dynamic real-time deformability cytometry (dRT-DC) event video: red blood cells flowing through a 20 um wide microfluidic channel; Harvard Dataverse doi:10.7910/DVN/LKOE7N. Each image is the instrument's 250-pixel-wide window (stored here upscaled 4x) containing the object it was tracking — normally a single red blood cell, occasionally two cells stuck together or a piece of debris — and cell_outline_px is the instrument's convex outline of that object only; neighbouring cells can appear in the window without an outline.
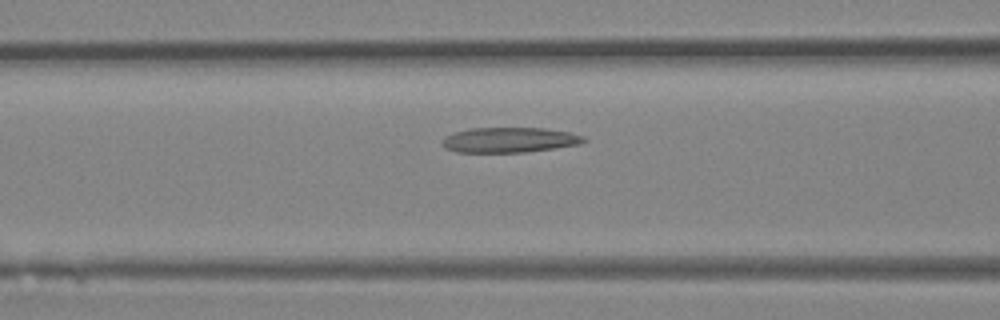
{"species": "Egyptian fruit bat (a non-hibernating species)", "species_latin": "Rousettus aegyptiacus", "temperature_condition": "room temperature", "stored_images_in_passage": 42, "segment_of_instrument_passage": [1, 2], "camera_frame_rate_fps": 3000, "um_per_image_px": 0.085, "animal": {"sex": "female"}, "frame": {"image": 1, "passage_image": 17, "time_ms": 5.333, "image_size_px": [1000, 320], "cell_outline_px": [[588, 140], [580, 144], [524, 152], [456, 152], [444, 148], [440, 144], [440, 140], [444, 136], [452, 132], [468, 128], [544, 128], [568, 132], [584, 136]], "centroid_in_image_um": [43.22, 11.89], "position_along_channel_um": 123.4, "area_um2": 20.92}}
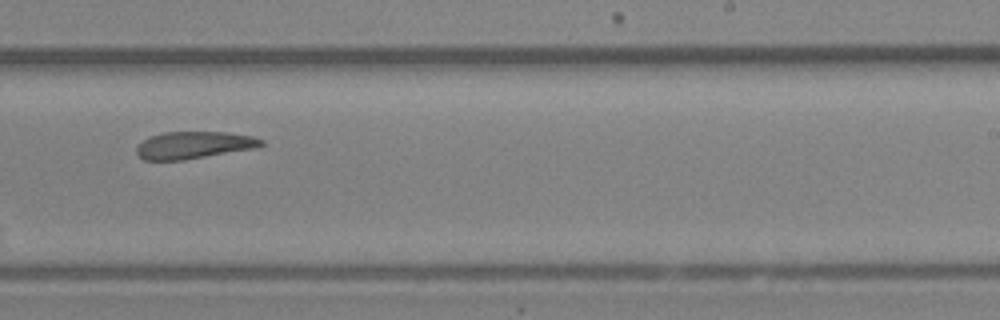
{"frame": {"image": 2, "passage_image": 26, "time_ms": 8.333, "image_size_px": [1000, 320], "cell_outline_px": [[264, 144], [252, 148], [184, 160], [144, 160], [136, 152], [136, 148], [144, 140], [152, 136], [164, 132], [224, 132], [252, 136], [264, 140]], "centroid_in_image_um": [16.46, 12.33], "position_along_channel_um": 272.5, "area_um2": 19.36}}
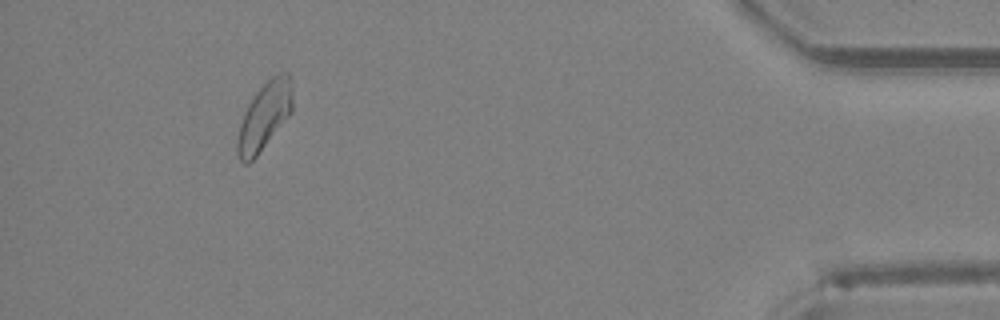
{"frame": {"image": 3, "passage_image": 38, "time_ms": 12.333, "image_size_px": [1000, 320], "cell_outline_px": [[292, 112], [256, 156], [248, 164], [244, 164], [240, 160], [236, 148], [236, 144], [240, 124], [244, 112], [248, 104], [256, 92], [272, 76], [280, 72], [288, 72], [292, 88]], "centroid_in_image_um": [22.47, 9.87], "position_along_channel_um": 412.7, "area_um2": 21.44}}